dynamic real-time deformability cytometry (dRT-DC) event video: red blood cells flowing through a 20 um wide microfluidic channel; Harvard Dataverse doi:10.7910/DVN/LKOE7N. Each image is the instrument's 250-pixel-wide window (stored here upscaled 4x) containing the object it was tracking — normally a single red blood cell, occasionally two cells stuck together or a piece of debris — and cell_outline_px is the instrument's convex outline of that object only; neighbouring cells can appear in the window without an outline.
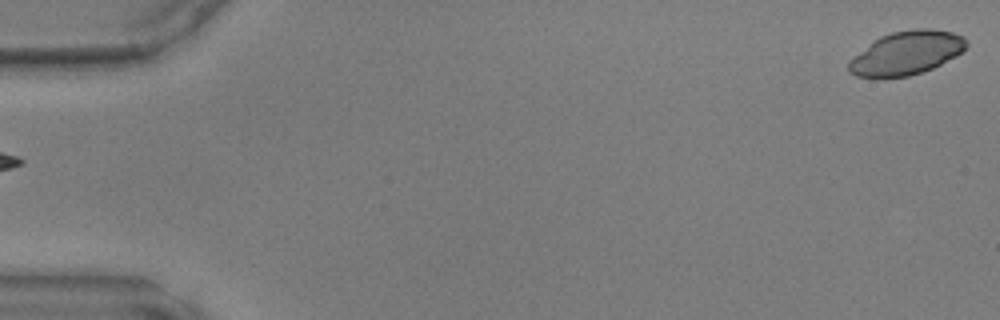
{"species": "common noctule bat (a hibernating species)", "species_latin": "Nyctalus noctula", "temperature_condition": "warm", "stored_images_in_passage": 48, "camera_frame_rate_fps": 3000, "um_per_image_px": 0.085, "animal": {"sex": "male", "body_mass_g": 17.9, "forearm_length_mm": 54.2}, "frame": {"image": 1, "passage_image": 1, "time_ms": 0.0, "image_size_px": [1000, 320], "cell_outline_px": [[968, 44], [960, 52], [940, 64], [932, 68], [908, 76], [884, 80], [876, 80], [856, 76], [848, 72], [848, 60], [880, 36], [892, 32], [916, 28], [928, 28], [952, 32], [964, 36]], "centroid_in_image_um": [76.97, 4.54], "position_along_channel_um": 8.0, "area_um2": 30.17}}